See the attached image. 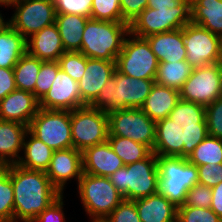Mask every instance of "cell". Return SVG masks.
<instances>
[{
    "label": "cell",
    "mask_w": 222,
    "mask_h": 222,
    "mask_svg": "<svg viewBox=\"0 0 222 222\" xmlns=\"http://www.w3.org/2000/svg\"><path fill=\"white\" fill-rule=\"evenodd\" d=\"M208 135L222 139V96L205 107Z\"/></svg>",
    "instance_id": "39"
},
{
    "label": "cell",
    "mask_w": 222,
    "mask_h": 222,
    "mask_svg": "<svg viewBox=\"0 0 222 222\" xmlns=\"http://www.w3.org/2000/svg\"><path fill=\"white\" fill-rule=\"evenodd\" d=\"M27 53L44 62L58 61L65 53L56 24L44 27L26 39Z\"/></svg>",
    "instance_id": "21"
},
{
    "label": "cell",
    "mask_w": 222,
    "mask_h": 222,
    "mask_svg": "<svg viewBox=\"0 0 222 222\" xmlns=\"http://www.w3.org/2000/svg\"><path fill=\"white\" fill-rule=\"evenodd\" d=\"M127 36L115 61L116 70L132 78L155 80L159 62L149 42L130 32Z\"/></svg>",
    "instance_id": "9"
},
{
    "label": "cell",
    "mask_w": 222,
    "mask_h": 222,
    "mask_svg": "<svg viewBox=\"0 0 222 222\" xmlns=\"http://www.w3.org/2000/svg\"><path fill=\"white\" fill-rule=\"evenodd\" d=\"M108 135V113L88 105L71 111V137L76 150L83 152L104 143Z\"/></svg>",
    "instance_id": "10"
},
{
    "label": "cell",
    "mask_w": 222,
    "mask_h": 222,
    "mask_svg": "<svg viewBox=\"0 0 222 222\" xmlns=\"http://www.w3.org/2000/svg\"><path fill=\"white\" fill-rule=\"evenodd\" d=\"M90 18L101 21L122 22L120 0H93Z\"/></svg>",
    "instance_id": "35"
},
{
    "label": "cell",
    "mask_w": 222,
    "mask_h": 222,
    "mask_svg": "<svg viewBox=\"0 0 222 222\" xmlns=\"http://www.w3.org/2000/svg\"><path fill=\"white\" fill-rule=\"evenodd\" d=\"M63 194L52 202L32 222H66L63 211Z\"/></svg>",
    "instance_id": "44"
},
{
    "label": "cell",
    "mask_w": 222,
    "mask_h": 222,
    "mask_svg": "<svg viewBox=\"0 0 222 222\" xmlns=\"http://www.w3.org/2000/svg\"><path fill=\"white\" fill-rule=\"evenodd\" d=\"M56 14H78L90 18L93 0H52Z\"/></svg>",
    "instance_id": "40"
},
{
    "label": "cell",
    "mask_w": 222,
    "mask_h": 222,
    "mask_svg": "<svg viewBox=\"0 0 222 222\" xmlns=\"http://www.w3.org/2000/svg\"><path fill=\"white\" fill-rule=\"evenodd\" d=\"M212 203L211 210L222 219V182L211 188Z\"/></svg>",
    "instance_id": "47"
},
{
    "label": "cell",
    "mask_w": 222,
    "mask_h": 222,
    "mask_svg": "<svg viewBox=\"0 0 222 222\" xmlns=\"http://www.w3.org/2000/svg\"><path fill=\"white\" fill-rule=\"evenodd\" d=\"M107 141L125 165L143 160L152 152L146 145L130 138L108 136Z\"/></svg>",
    "instance_id": "32"
},
{
    "label": "cell",
    "mask_w": 222,
    "mask_h": 222,
    "mask_svg": "<svg viewBox=\"0 0 222 222\" xmlns=\"http://www.w3.org/2000/svg\"><path fill=\"white\" fill-rule=\"evenodd\" d=\"M191 22L222 37V0H191Z\"/></svg>",
    "instance_id": "26"
},
{
    "label": "cell",
    "mask_w": 222,
    "mask_h": 222,
    "mask_svg": "<svg viewBox=\"0 0 222 222\" xmlns=\"http://www.w3.org/2000/svg\"><path fill=\"white\" fill-rule=\"evenodd\" d=\"M219 66L222 68V38H221V44H220V55L218 60Z\"/></svg>",
    "instance_id": "50"
},
{
    "label": "cell",
    "mask_w": 222,
    "mask_h": 222,
    "mask_svg": "<svg viewBox=\"0 0 222 222\" xmlns=\"http://www.w3.org/2000/svg\"><path fill=\"white\" fill-rule=\"evenodd\" d=\"M158 193L176 207L184 205L189 189L198 184L197 166L184 157L157 156Z\"/></svg>",
    "instance_id": "6"
},
{
    "label": "cell",
    "mask_w": 222,
    "mask_h": 222,
    "mask_svg": "<svg viewBox=\"0 0 222 222\" xmlns=\"http://www.w3.org/2000/svg\"><path fill=\"white\" fill-rule=\"evenodd\" d=\"M46 174L52 185L63 194L67 181L72 178L79 181L82 177V152L73 147L54 151Z\"/></svg>",
    "instance_id": "17"
},
{
    "label": "cell",
    "mask_w": 222,
    "mask_h": 222,
    "mask_svg": "<svg viewBox=\"0 0 222 222\" xmlns=\"http://www.w3.org/2000/svg\"><path fill=\"white\" fill-rule=\"evenodd\" d=\"M27 131L26 125L0 120V165L17 163Z\"/></svg>",
    "instance_id": "23"
},
{
    "label": "cell",
    "mask_w": 222,
    "mask_h": 222,
    "mask_svg": "<svg viewBox=\"0 0 222 222\" xmlns=\"http://www.w3.org/2000/svg\"><path fill=\"white\" fill-rule=\"evenodd\" d=\"M0 222H14V192L9 165H0Z\"/></svg>",
    "instance_id": "34"
},
{
    "label": "cell",
    "mask_w": 222,
    "mask_h": 222,
    "mask_svg": "<svg viewBox=\"0 0 222 222\" xmlns=\"http://www.w3.org/2000/svg\"><path fill=\"white\" fill-rule=\"evenodd\" d=\"M183 0H148L147 8L167 9L178 6Z\"/></svg>",
    "instance_id": "48"
},
{
    "label": "cell",
    "mask_w": 222,
    "mask_h": 222,
    "mask_svg": "<svg viewBox=\"0 0 222 222\" xmlns=\"http://www.w3.org/2000/svg\"><path fill=\"white\" fill-rule=\"evenodd\" d=\"M38 109L39 101L32 92L16 89L0 101V120L29 126Z\"/></svg>",
    "instance_id": "19"
},
{
    "label": "cell",
    "mask_w": 222,
    "mask_h": 222,
    "mask_svg": "<svg viewBox=\"0 0 222 222\" xmlns=\"http://www.w3.org/2000/svg\"><path fill=\"white\" fill-rule=\"evenodd\" d=\"M108 136L130 138L153 151L156 139V122L140 108L114 110L108 113Z\"/></svg>",
    "instance_id": "12"
},
{
    "label": "cell",
    "mask_w": 222,
    "mask_h": 222,
    "mask_svg": "<svg viewBox=\"0 0 222 222\" xmlns=\"http://www.w3.org/2000/svg\"><path fill=\"white\" fill-rule=\"evenodd\" d=\"M43 62L27 52L19 59L13 68L15 85L18 90L32 92L35 96V85Z\"/></svg>",
    "instance_id": "30"
},
{
    "label": "cell",
    "mask_w": 222,
    "mask_h": 222,
    "mask_svg": "<svg viewBox=\"0 0 222 222\" xmlns=\"http://www.w3.org/2000/svg\"><path fill=\"white\" fill-rule=\"evenodd\" d=\"M77 183L81 202L92 221L104 220L124 200L109 177L83 173Z\"/></svg>",
    "instance_id": "7"
},
{
    "label": "cell",
    "mask_w": 222,
    "mask_h": 222,
    "mask_svg": "<svg viewBox=\"0 0 222 222\" xmlns=\"http://www.w3.org/2000/svg\"><path fill=\"white\" fill-rule=\"evenodd\" d=\"M128 33L127 23L89 18L84 28L80 52L87 58L116 61Z\"/></svg>",
    "instance_id": "4"
},
{
    "label": "cell",
    "mask_w": 222,
    "mask_h": 222,
    "mask_svg": "<svg viewBox=\"0 0 222 222\" xmlns=\"http://www.w3.org/2000/svg\"><path fill=\"white\" fill-rule=\"evenodd\" d=\"M179 95L181 100L205 107L222 96V68L219 63L192 69Z\"/></svg>",
    "instance_id": "13"
},
{
    "label": "cell",
    "mask_w": 222,
    "mask_h": 222,
    "mask_svg": "<svg viewBox=\"0 0 222 222\" xmlns=\"http://www.w3.org/2000/svg\"><path fill=\"white\" fill-rule=\"evenodd\" d=\"M82 162L83 173L101 177H109L125 166L108 141L86 148L82 152Z\"/></svg>",
    "instance_id": "20"
},
{
    "label": "cell",
    "mask_w": 222,
    "mask_h": 222,
    "mask_svg": "<svg viewBox=\"0 0 222 222\" xmlns=\"http://www.w3.org/2000/svg\"><path fill=\"white\" fill-rule=\"evenodd\" d=\"M158 62L186 61L183 31L176 29L168 32L152 34L146 37Z\"/></svg>",
    "instance_id": "22"
},
{
    "label": "cell",
    "mask_w": 222,
    "mask_h": 222,
    "mask_svg": "<svg viewBox=\"0 0 222 222\" xmlns=\"http://www.w3.org/2000/svg\"><path fill=\"white\" fill-rule=\"evenodd\" d=\"M16 89L13 69L0 68V101Z\"/></svg>",
    "instance_id": "46"
},
{
    "label": "cell",
    "mask_w": 222,
    "mask_h": 222,
    "mask_svg": "<svg viewBox=\"0 0 222 222\" xmlns=\"http://www.w3.org/2000/svg\"><path fill=\"white\" fill-rule=\"evenodd\" d=\"M179 100L178 90L155 83L140 109L157 122L167 118Z\"/></svg>",
    "instance_id": "25"
},
{
    "label": "cell",
    "mask_w": 222,
    "mask_h": 222,
    "mask_svg": "<svg viewBox=\"0 0 222 222\" xmlns=\"http://www.w3.org/2000/svg\"><path fill=\"white\" fill-rule=\"evenodd\" d=\"M0 1L6 3L9 6L14 2V0H0Z\"/></svg>",
    "instance_id": "51"
},
{
    "label": "cell",
    "mask_w": 222,
    "mask_h": 222,
    "mask_svg": "<svg viewBox=\"0 0 222 222\" xmlns=\"http://www.w3.org/2000/svg\"><path fill=\"white\" fill-rule=\"evenodd\" d=\"M28 130L54 151L73 147L71 111L39 108Z\"/></svg>",
    "instance_id": "11"
},
{
    "label": "cell",
    "mask_w": 222,
    "mask_h": 222,
    "mask_svg": "<svg viewBox=\"0 0 222 222\" xmlns=\"http://www.w3.org/2000/svg\"><path fill=\"white\" fill-rule=\"evenodd\" d=\"M197 169L199 184L213 188L222 182V163L201 165Z\"/></svg>",
    "instance_id": "43"
},
{
    "label": "cell",
    "mask_w": 222,
    "mask_h": 222,
    "mask_svg": "<svg viewBox=\"0 0 222 222\" xmlns=\"http://www.w3.org/2000/svg\"><path fill=\"white\" fill-rule=\"evenodd\" d=\"M187 159L196 166L222 163V139L208 135Z\"/></svg>",
    "instance_id": "33"
},
{
    "label": "cell",
    "mask_w": 222,
    "mask_h": 222,
    "mask_svg": "<svg viewBox=\"0 0 222 222\" xmlns=\"http://www.w3.org/2000/svg\"><path fill=\"white\" fill-rule=\"evenodd\" d=\"M89 18L78 14H56L55 24L65 52H80L85 25Z\"/></svg>",
    "instance_id": "28"
},
{
    "label": "cell",
    "mask_w": 222,
    "mask_h": 222,
    "mask_svg": "<svg viewBox=\"0 0 222 222\" xmlns=\"http://www.w3.org/2000/svg\"><path fill=\"white\" fill-rule=\"evenodd\" d=\"M115 70V61L87 58L86 71L78 82L81 102L85 106H89L96 99Z\"/></svg>",
    "instance_id": "18"
},
{
    "label": "cell",
    "mask_w": 222,
    "mask_h": 222,
    "mask_svg": "<svg viewBox=\"0 0 222 222\" xmlns=\"http://www.w3.org/2000/svg\"><path fill=\"white\" fill-rule=\"evenodd\" d=\"M60 69L58 61L43 62L41 64L35 85V97L40 101L51 88Z\"/></svg>",
    "instance_id": "37"
},
{
    "label": "cell",
    "mask_w": 222,
    "mask_h": 222,
    "mask_svg": "<svg viewBox=\"0 0 222 222\" xmlns=\"http://www.w3.org/2000/svg\"><path fill=\"white\" fill-rule=\"evenodd\" d=\"M188 23H191V0H183L171 9L146 8L129 25V32L146 38L152 34L181 29Z\"/></svg>",
    "instance_id": "8"
},
{
    "label": "cell",
    "mask_w": 222,
    "mask_h": 222,
    "mask_svg": "<svg viewBox=\"0 0 222 222\" xmlns=\"http://www.w3.org/2000/svg\"><path fill=\"white\" fill-rule=\"evenodd\" d=\"M148 0H120L122 22L130 25L147 8Z\"/></svg>",
    "instance_id": "45"
},
{
    "label": "cell",
    "mask_w": 222,
    "mask_h": 222,
    "mask_svg": "<svg viewBox=\"0 0 222 222\" xmlns=\"http://www.w3.org/2000/svg\"><path fill=\"white\" fill-rule=\"evenodd\" d=\"M22 151L24 152V157L19 158L17 165L26 169L44 172L48 169L54 152L53 149L35 137L29 130L25 135Z\"/></svg>",
    "instance_id": "27"
},
{
    "label": "cell",
    "mask_w": 222,
    "mask_h": 222,
    "mask_svg": "<svg viewBox=\"0 0 222 222\" xmlns=\"http://www.w3.org/2000/svg\"><path fill=\"white\" fill-rule=\"evenodd\" d=\"M16 8L9 24L25 39L55 23L56 9L52 0H14Z\"/></svg>",
    "instance_id": "14"
},
{
    "label": "cell",
    "mask_w": 222,
    "mask_h": 222,
    "mask_svg": "<svg viewBox=\"0 0 222 222\" xmlns=\"http://www.w3.org/2000/svg\"><path fill=\"white\" fill-rule=\"evenodd\" d=\"M211 203V188L198 183L188 190L184 205L196 208H210Z\"/></svg>",
    "instance_id": "42"
},
{
    "label": "cell",
    "mask_w": 222,
    "mask_h": 222,
    "mask_svg": "<svg viewBox=\"0 0 222 222\" xmlns=\"http://www.w3.org/2000/svg\"><path fill=\"white\" fill-rule=\"evenodd\" d=\"M177 222H222V219L211 208L182 205L178 207Z\"/></svg>",
    "instance_id": "38"
},
{
    "label": "cell",
    "mask_w": 222,
    "mask_h": 222,
    "mask_svg": "<svg viewBox=\"0 0 222 222\" xmlns=\"http://www.w3.org/2000/svg\"><path fill=\"white\" fill-rule=\"evenodd\" d=\"M192 69L186 61L159 62L155 83L179 91L189 78Z\"/></svg>",
    "instance_id": "31"
},
{
    "label": "cell",
    "mask_w": 222,
    "mask_h": 222,
    "mask_svg": "<svg viewBox=\"0 0 222 222\" xmlns=\"http://www.w3.org/2000/svg\"><path fill=\"white\" fill-rule=\"evenodd\" d=\"M26 52V39L10 24L0 31V68L13 69Z\"/></svg>",
    "instance_id": "29"
},
{
    "label": "cell",
    "mask_w": 222,
    "mask_h": 222,
    "mask_svg": "<svg viewBox=\"0 0 222 222\" xmlns=\"http://www.w3.org/2000/svg\"><path fill=\"white\" fill-rule=\"evenodd\" d=\"M0 6H8L6 3L0 1ZM9 25V20H4L2 14L0 13V31Z\"/></svg>",
    "instance_id": "49"
},
{
    "label": "cell",
    "mask_w": 222,
    "mask_h": 222,
    "mask_svg": "<svg viewBox=\"0 0 222 222\" xmlns=\"http://www.w3.org/2000/svg\"><path fill=\"white\" fill-rule=\"evenodd\" d=\"M134 202L141 222H177L178 207L158 192Z\"/></svg>",
    "instance_id": "24"
},
{
    "label": "cell",
    "mask_w": 222,
    "mask_h": 222,
    "mask_svg": "<svg viewBox=\"0 0 222 222\" xmlns=\"http://www.w3.org/2000/svg\"><path fill=\"white\" fill-rule=\"evenodd\" d=\"M81 102L78 82L61 68L46 95L39 101V108L72 111L84 107Z\"/></svg>",
    "instance_id": "16"
},
{
    "label": "cell",
    "mask_w": 222,
    "mask_h": 222,
    "mask_svg": "<svg viewBox=\"0 0 222 222\" xmlns=\"http://www.w3.org/2000/svg\"><path fill=\"white\" fill-rule=\"evenodd\" d=\"M154 84L155 80L132 78L115 70L89 106L106 113L141 108Z\"/></svg>",
    "instance_id": "3"
},
{
    "label": "cell",
    "mask_w": 222,
    "mask_h": 222,
    "mask_svg": "<svg viewBox=\"0 0 222 222\" xmlns=\"http://www.w3.org/2000/svg\"><path fill=\"white\" fill-rule=\"evenodd\" d=\"M105 222H141L135 202L123 200L105 219Z\"/></svg>",
    "instance_id": "41"
},
{
    "label": "cell",
    "mask_w": 222,
    "mask_h": 222,
    "mask_svg": "<svg viewBox=\"0 0 222 222\" xmlns=\"http://www.w3.org/2000/svg\"><path fill=\"white\" fill-rule=\"evenodd\" d=\"M186 62L194 69L218 63L220 55V36L194 23L182 27Z\"/></svg>",
    "instance_id": "15"
},
{
    "label": "cell",
    "mask_w": 222,
    "mask_h": 222,
    "mask_svg": "<svg viewBox=\"0 0 222 222\" xmlns=\"http://www.w3.org/2000/svg\"><path fill=\"white\" fill-rule=\"evenodd\" d=\"M208 136L205 106L179 100L165 119L156 122L153 153L157 156H188Z\"/></svg>",
    "instance_id": "1"
},
{
    "label": "cell",
    "mask_w": 222,
    "mask_h": 222,
    "mask_svg": "<svg viewBox=\"0 0 222 222\" xmlns=\"http://www.w3.org/2000/svg\"><path fill=\"white\" fill-rule=\"evenodd\" d=\"M58 63L66 74L79 82L86 71L87 57L81 52H65Z\"/></svg>",
    "instance_id": "36"
},
{
    "label": "cell",
    "mask_w": 222,
    "mask_h": 222,
    "mask_svg": "<svg viewBox=\"0 0 222 222\" xmlns=\"http://www.w3.org/2000/svg\"><path fill=\"white\" fill-rule=\"evenodd\" d=\"M9 174L14 192V222H32L61 195L44 171L12 164Z\"/></svg>",
    "instance_id": "2"
},
{
    "label": "cell",
    "mask_w": 222,
    "mask_h": 222,
    "mask_svg": "<svg viewBox=\"0 0 222 222\" xmlns=\"http://www.w3.org/2000/svg\"><path fill=\"white\" fill-rule=\"evenodd\" d=\"M157 155L151 152L145 159L117 169L109 179L124 200H137L158 192Z\"/></svg>",
    "instance_id": "5"
},
{
    "label": "cell",
    "mask_w": 222,
    "mask_h": 222,
    "mask_svg": "<svg viewBox=\"0 0 222 222\" xmlns=\"http://www.w3.org/2000/svg\"><path fill=\"white\" fill-rule=\"evenodd\" d=\"M91 222H105V221L104 220H94V221L91 220Z\"/></svg>",
    "instance_id": "52"
}]
</instances>
